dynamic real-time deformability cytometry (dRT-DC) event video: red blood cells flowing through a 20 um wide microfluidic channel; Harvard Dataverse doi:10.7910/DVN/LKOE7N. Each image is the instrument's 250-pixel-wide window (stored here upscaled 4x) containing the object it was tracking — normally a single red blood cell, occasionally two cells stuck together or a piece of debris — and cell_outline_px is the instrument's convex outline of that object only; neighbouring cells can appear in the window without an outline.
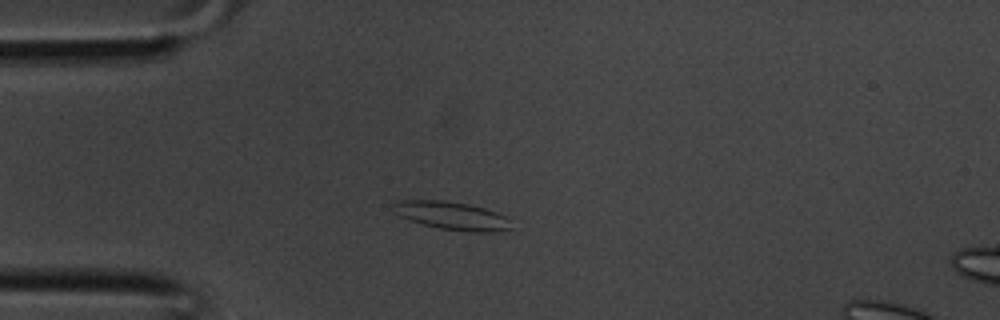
{"species": "common noctule bat (a hibernating species)", "species_latin": "Nyctalus noctula", "temperature_condition": "room temperature", "stored_images_in_passage": 36, "camera_frame_rate_fps": 3000, "um_per_image_px": 0.085, "animal": {"sex": "male", "body_mass_g": 20.1, "forearm_length_mm": 53.5}, "frame": {"image": 1, "passage_image": 8, "time_ms": 2.333, "image_size_px": [1000, 320], "cell_outline_px": [[512, 228], [492, 232], [468, 232], [440, 228], [408, 220], [400, 216], [396, 212], [392, 204], [400, 200], [444, 200], [468, 204], [484, 208], [496, 212], [504, 216]], "centroid_in_image_um": [38.39, 18.33], "position_along_channel_um": 46.6, "area_um2": 19.07}}
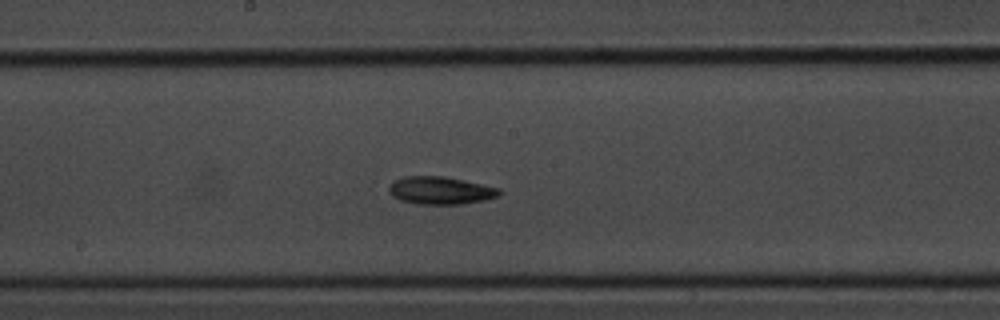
{"frame": {"image": 2, "passage_image": 18, "time_ms": 5.667, "image_size_px": [1000, 320], "cell_outline_px": [[504, 192], [500, 196], [484, 200], [464, 204], [416, 204], [400, 200], [392, 196], [388, 188], [396, 180], [408, 176], [444, 176], [464, 180], [500, 188]], "centroid_in_image_um": [37.5, 16.2], "position_along_channel_um": 210.7, "area_um2": 17.86}}
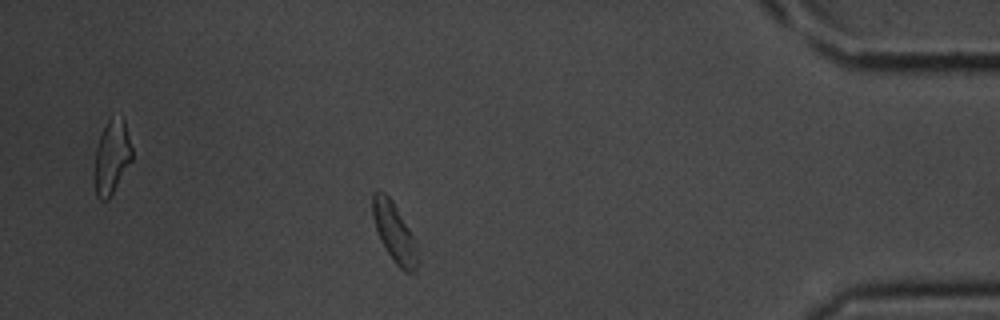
{"frame": {"image": 3, "passage_image": 31, "time_ms": 10.0, "image_size_px": [1000, 320], "cell_outline_px": [[416, 272], [404, 272], [392, 260], [380, 240], [372, 216], [372, 192], [384, 192], [392, 200], [416, 240]], "centroid_in_image_um": [33.5, 19.75], "position_along_channel_um": 401.7, "area_um2": 15.37}}